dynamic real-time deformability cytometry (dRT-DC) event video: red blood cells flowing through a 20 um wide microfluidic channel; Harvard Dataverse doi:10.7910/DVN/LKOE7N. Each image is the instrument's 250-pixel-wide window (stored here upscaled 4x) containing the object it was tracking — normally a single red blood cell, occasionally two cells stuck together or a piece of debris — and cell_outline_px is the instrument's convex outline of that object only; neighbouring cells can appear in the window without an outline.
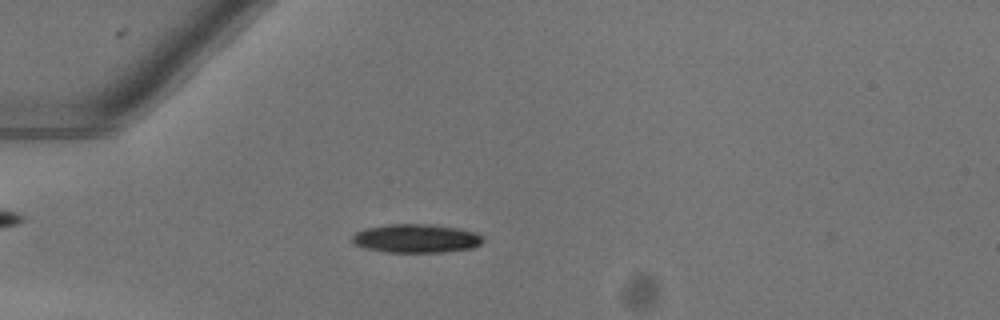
{"species": "common noctule bat (a hibernating species)", "species_latin": "Nyctalus noctula", "temperature_condition": "warm", "stored_images_in_passage": 51, "camera_frame_rate_fps": 3000, "um_per_image_px": 0.085, "animal": {"sex": "female"}, "frame": {"image": 1, "passage_image": 15, "time_ms": 4.667, "image_size_px": [1000, 320], "cell_outline_px": [[484, 240], [480, 244], [472, 248], [444, 252], [384, 252], [368, 248], [356, 244], [352, 240], [352, 236], [356, 232], [364, 228], [388, 224], [432, 224], [456, 228], [476, 232]], "centroid_in_image_um": [35.37, 20.26], "position_along_channel_um": 49.6, "area_um2": 21.73}}
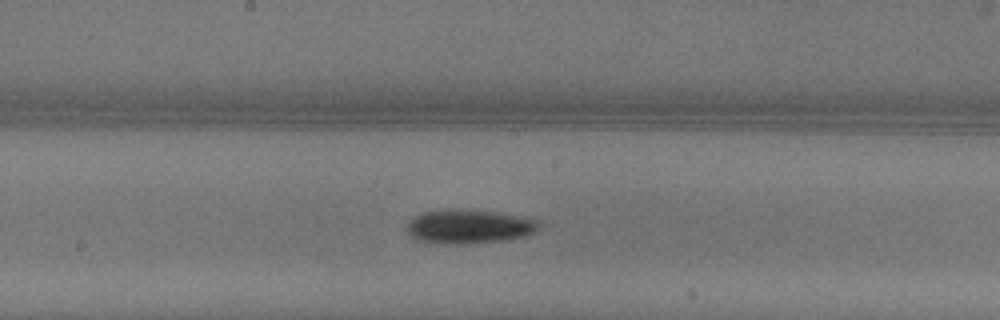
{"frame": {"image": 2, "passage_image": 28, "time_ms": 9.0, "image_size_px": [1000, 320], "cell_outline_px": [[540, 224], [532, 232], [524, 236], [500, 240], [464, 244], [444, 244], [416, 240], [408, 232], [408, 220], [412, 216], [420, 212], [460, 208], [500, 212], [528, 216], [540, 220]], "centroid_in_image_um": [39.85, 19.22], "position_along_channel_um": 208.3, "area_um2": 26.53}}
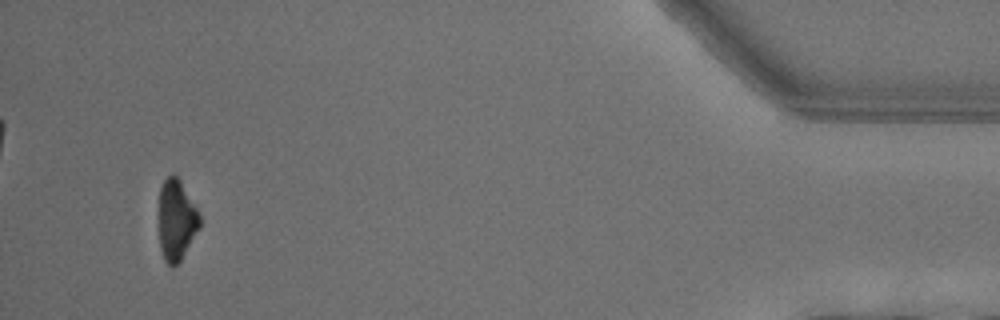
{"frame": {"image": 3, "passage_image": 49, "time_ms": 16.0, "image_size_px": [1000, 320], "cell_outline_px": [[200, 228], [180, 260], [172, 268], [164, 260], [160, 248], [160, 188], [164, 180], [172, 172], [180, 180], [196, 208], [200, 216]], "centroid_in_image_um": [15.0, 18.71], "position_along_channel_um": 420.2, "area_um2": 18.9}, "authors_computed_cell_mechanics": {"area_um2": 22.1952, "velocity_mm_per_s": 4.0797, "shape_relaxation_time_tau1_ms": 2.2825, "shape_relaxation_time_tau2_ms": null, "deformation_change_tau1": 0.1236, "deformation_change_tau2": null}}